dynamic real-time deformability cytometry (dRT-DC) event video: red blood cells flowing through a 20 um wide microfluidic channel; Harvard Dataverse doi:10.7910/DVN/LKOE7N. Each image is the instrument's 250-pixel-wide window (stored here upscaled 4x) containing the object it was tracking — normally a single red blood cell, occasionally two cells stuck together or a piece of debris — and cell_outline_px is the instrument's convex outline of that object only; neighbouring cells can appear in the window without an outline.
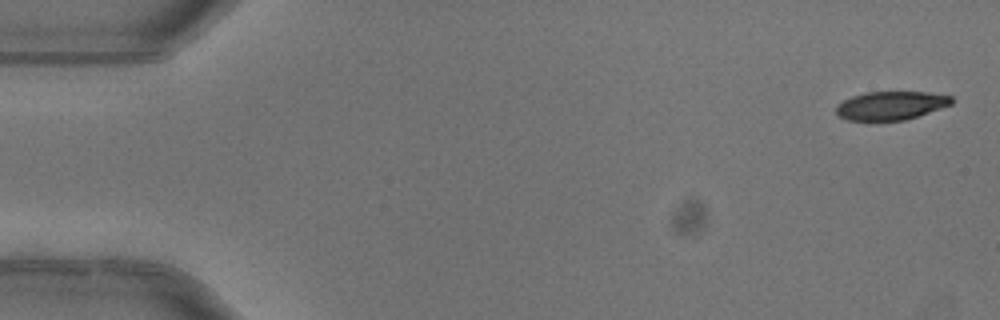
{"species": "common noctule bat (a hibernating species)", "species_latin": "Nyctalus noctula", "temperature_condition": "warm", "stored_images_in_passage": 2, "camera_frame_rate_fps": 3000, "um_per_image_px": 0.085, "animal": {"sex": "female"}, "frame": {"image": 1, "passage_image": 1, "time_ms": 0.0, "image_size_px": [1000, 320], "cell_outline_px": [[952, 104], [904, 120], [848, 120], [840, 116], [836, 112], [836, 104], [852, 96], [868, 92], [928, 92], [952, 96]], "centroid_in_image_um": [75.71, 8.96], "position_along_channel_um": 9.3, "area_um2": 18.9}}